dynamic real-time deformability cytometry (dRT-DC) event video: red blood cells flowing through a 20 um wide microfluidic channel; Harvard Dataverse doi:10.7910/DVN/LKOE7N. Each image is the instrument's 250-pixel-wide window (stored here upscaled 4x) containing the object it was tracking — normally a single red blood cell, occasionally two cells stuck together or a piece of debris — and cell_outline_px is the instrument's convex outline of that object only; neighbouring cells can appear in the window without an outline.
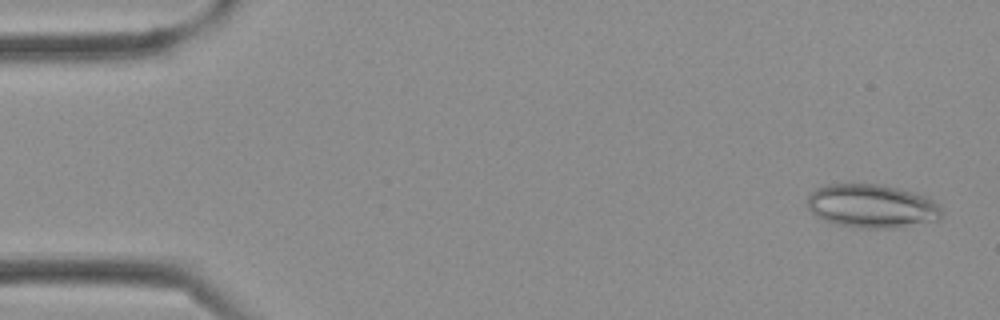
{"species": "Egyptian fruit bat (a non-hibernating species)", "species_latin": "Rousettus aegyptiacus", "temperature_condition": "cold", "stored_images_in_passage": 37, "camera_frame_rate_fps": 3000, "um_per_image_px": 0.085, "frame": {"image": 1, "passage_image": 2, "time_ms": 0.333, "image_size_px": [1000, 320], "cell_outline_px": [[944, 212], [940, 220], [892, 228], [860, 228], [840, 224], [824, 220], [816, 216], [808, 208], [808, 196], [816, 188], [828, 184], [876, 184], [896, 188], [928, 196], [940, 204]], "centroid_in_image_um": [74.16, 17.52], "position_along_channel_um": 10.8, "area_um2": 34.16}}
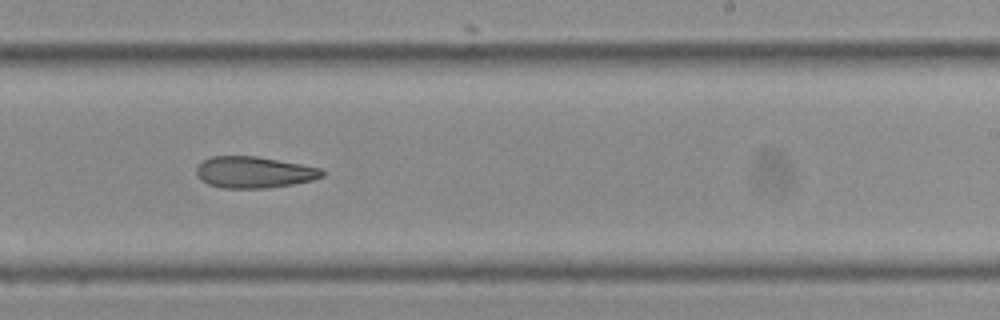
{"frame": {"image": 2, "passage_image": 23, "time_ms": 7.333, "image_size_px": [1000, 320], "cell_outline_px": [[324, 176], [312, 180], [292, 184], [264, 188], [220, 188], [208, 184], [200, 180], [196, 176], [196, 164], [212, 156], [256, 156], [300, 164], [320, 168], [324, 172]], "centroid_in_image_um": [21.53, 14.64], "position_along_channel_um": 267.5, "area_um2": 23.06}}
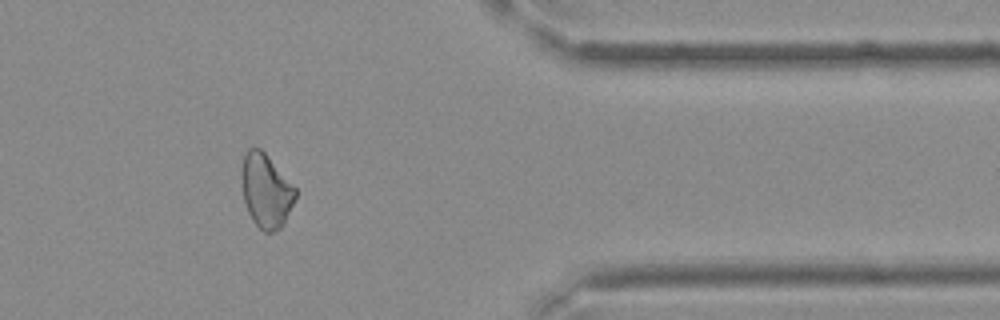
{"frame": {"image": 3, "passage_image": 31, "time_ms": 10.0, "image_size_px": [1000, 320], "cell_outline_px": [[296, 196], [280, 228], [272, 232], [264, 232], [252, 220], [248, 212], [244, 200], [240, 176], [244, 156], [248, 148], [260, 148], [264, 152], [296, 188]], "centroid_in_image_um": [22.58, 16.2], "position_along_channel_um": 388.8, "area_um2": 22.77}}